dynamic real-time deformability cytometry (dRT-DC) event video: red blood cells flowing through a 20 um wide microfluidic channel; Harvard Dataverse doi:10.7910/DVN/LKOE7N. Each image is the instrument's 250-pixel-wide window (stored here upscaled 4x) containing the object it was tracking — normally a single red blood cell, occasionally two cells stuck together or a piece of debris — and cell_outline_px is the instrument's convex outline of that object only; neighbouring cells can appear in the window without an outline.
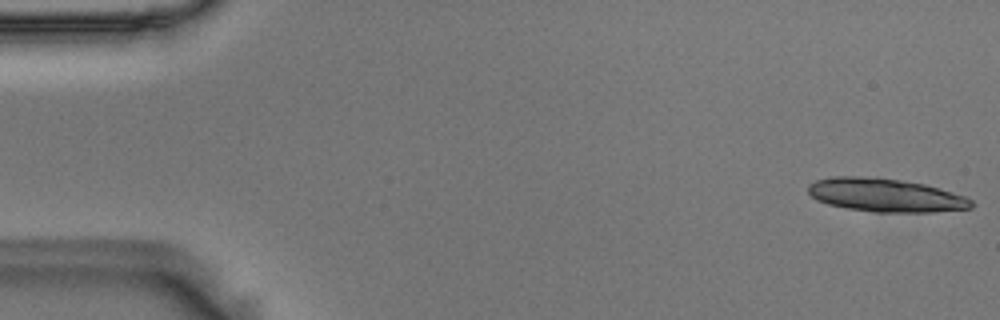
{"species": "Egyptian fruit bat (a non-hibernating species)", "species_latin": "Rousettus aegyptiacus", "temperature_condition": "room temperature", "stored_images_in_passage": 23, "segment_of_instrument_passage": [1, 2], "camera_frame_rate_fps": 3000, "um_per_image_px": 0.085, "animal": {"sex": "male"}, "frame": {"image": 1, "passage_image": 1, "time_ms": 0.0, "image_size_px": [1000, 320], "cell_outline_px": [[976, 204], [972, 208], [932, 212], [876, 212], [848, 208], [828, 204], [816, 200], [808, 192], [808, 184], [816, 180], [832, 176], [876, 176], [924, 184], [952, 192], [964, 196], [972, 200]], "centroid_in_image_um": [75.26, 16.58], "position_along_channel_um": 9.7, "area_um2": 31.91}}
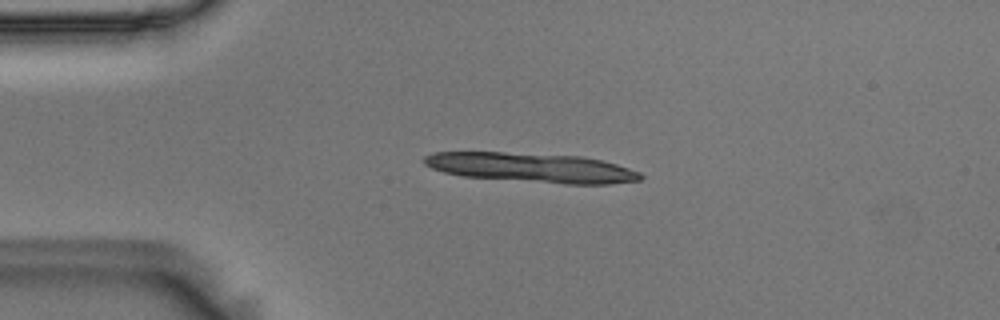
{"frame": {"image": 2, "passage_image": 12, "time_ms": 3.667, "image_size_px": [1000, 320], "cell_outline_px": [[644, 176], [640, 180], [608, 184], [564, 184], [464, 176], [444, 172], [432, 168], [424, 164], [424, 156], [432, 152], [504, 152], [580, 156], [604, 160], [640, 172]], "centroid_in_image_um": [45.2, 14.24], "position_along_channel_um": 39.8, "area_um2": 37.11}}